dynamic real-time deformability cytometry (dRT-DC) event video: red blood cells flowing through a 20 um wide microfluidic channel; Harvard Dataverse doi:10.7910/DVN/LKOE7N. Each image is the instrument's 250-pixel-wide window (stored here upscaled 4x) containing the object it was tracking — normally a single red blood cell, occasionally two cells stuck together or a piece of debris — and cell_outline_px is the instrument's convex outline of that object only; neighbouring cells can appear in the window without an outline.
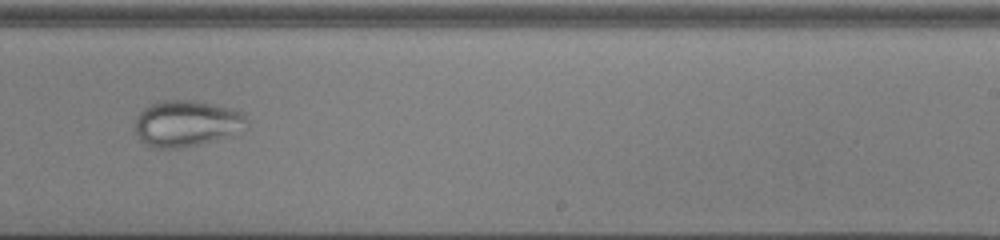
{"species": "common noctule bat (a hibernating species)", "species_latin": "Nyctalus noctula", "temperature_condition": "cold", "stored_images_in_passage": 53, "camera_frame_rate_fps": 3000, "um_per_image_px": 0.085, "animal": {"sex": "male", "body_mass_g": 13.0, "forearm_length_mm": 53.1}, "frame": {"image": 1, "passage_image": 35, "time_ms": 11.333, "image_size_px": [1000, 240], "cell_outline_px": [[248, 128], [200, 144], [176, 148], [152, 148], [140, 140], [136, 132], [136, 116], [148, 104], [164, 100], [196, 100], [236, 108], [248, 120]], "centroid_in_image_um": [15.86, 10.46], "position_along_channel_um": 273.1, "area_um2": 30.17}}
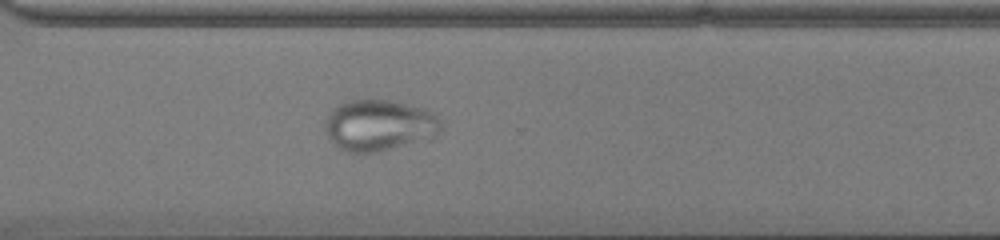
{"frame": {"image": 2, "passage_image": 40, "time_ms": 13.0, "image_size_px": [1000, 240], "cell_outline_px": [[440, 128], [432, 136], [376, 152], [344, 152], [328, 136], [324, 128], [324, 120], [340, 104], [348, 100], [388, 100], [424, 108], [432, 112], [440, 120]], "centroid_in_image_um": [32.17, 10.63], "position_along_channel_um": 338.4, "area_um2": 33.64}}
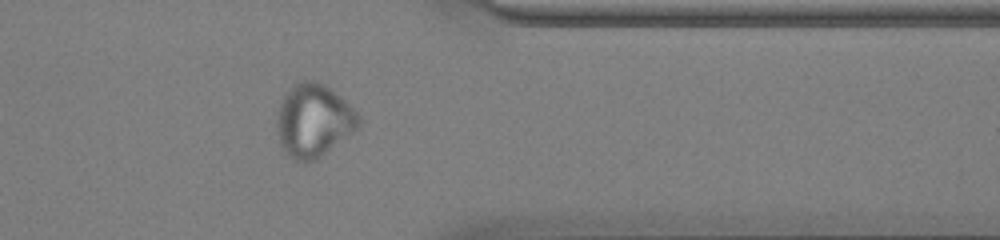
{"frame": {"image": 3, "passage_image": 44, "time_ms": 14.333, "image_size_px": [1000, 240], "cell_outline_px": [[360, 124], [352, 132], [316, 160], [296, 160], [288, 156], [284, 152], [280, 144], [276, 132], [276, 124], [280, 104], [284, 96], [296, 80], [316, 80], [324, 84], [340, 96], [360, 116]], "centroid_in_image_um": [26.62, 10.22], "position_along_channel_um": 384.8, "area_um2": 34.51}}